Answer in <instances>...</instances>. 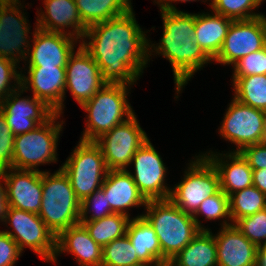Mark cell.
Returning <instances> with one entry per match:
<instances>
[{"label": "cell", "instance_id": "6da1fadb", "mask_svg": "<svg viewBox=\"0 0 266 266\" xmlns=\"http://www.w3.org/2000/svg\"><path fill=\"white\" fill-rule=\"evenodd\" d=\"M145 35L132 8L120 16L87 27L82 42L78 41L99 66L106 84L134 85L150 61L149 40Z\"/></svg>", "mask_w": 266, "mask_h": 266}, {"label": "cell", "instance_id": "7a4b0ae2", "mask_svg": "<svg viewBox=\"0 0 266 266\" xmlns=\"http://www.w3.org/2000/svg\"><path fill=\"white\" fill-rule=\"evenodd\" d=\"M161 13L163 36L156 46L148 43V57L153 55L151 52L155 50V53L161 54L169 60L178 96L194 73L212 59L194 40L195 13L191 14L180 10H162Z\"/></svg>", "mask_w": 266, "mask_h": 266}, {"label": "cell", "instance_id": "3957f363", "mask_svg": "<svg viewBox=\"0 0 266 266\" xmlns=\"http://www.w3.org/2000/svg\"><path fill=\"white\" fill-rule=\"evenodd\" d=\"M142 214L154 228L162 252V264L174 258L201 232L192 215L183 212L170 199L150 200Z\"/></svg>", "mask_w": 266, "mask_h": 266}, {"label": "cell", "instance_id": "277c9868", "mask_svg": "<svg viewBox=\"0 0 266 266\" xmlns=\"http://www.w3.org/2000/svg\"><path fill=\"white\" fill-rule=\"evenodd\" d=\"M50 174L42 171L43 191L38 215L57 237L63 230L80 223L81 201L61 167Z\"/></svg>", "mask_w": 266, "mask_h": 266}, {"label": "cell", "instance_id": "5b68a950", "mask_svg": "<svg viewBox=\"0 0 266 266\" xmlns=\"http://www.w3.org/2000/svg\"><path fill=\"white\" fill-rule=\"evenodd\" d=\"M128 86L130 85L105 84L81 106L88 116L85 132L80 140L95 141L134 114L128 99H126L129 94Z\"/></svg>", "mask_w": 266, "mask_h": 266}, {"label": "cell", "instance_id": "8992f818", "mask_svg": "<svg viewBox=\"0 0 266 266\" xmlns=\"http://www.w3.org/2000/svg\"><path fill=\"white\" fill-rule=\"evenodd\" d=\"M58 117L60 114L54 113L35 129L14 137L12 168L38 170L40 164L57 161V142L64 123H56Z\"/></svg>", "mask_w": 266, "mask_h": 266}, {"label": "cell", "instance_id": "52a82bcc", "mask_svg": "<svg viewBox=\"0 0 266 266\" xmlns=\"http://www.w3.org/2000/svg\"><path fill=\"white\" fill-rule=\"evenodd\" d=\"M61 169L69 177L80 201L101 189L108 172L100 147L94 141L82 140Z\"/></svg>", "mask_w": 266, "mask_h": 266}, {"label": "cell", "instance_id": "ba28073f", "mask_svg": "<svg viewBox=\"0 0 266 266\" xmlns=\"http://www.w3.org/2000/svg\"><path fill=\"white\" fill-rule=\"evenodd\" d=\"M196 157L169 196L176 206L192 216L205 199L221 190L219 175L213 164L204 155Z\"/></svg>", "mask_w": 266, "mask_h": 266}, {"label": "cell", "instance_id": "9c48e42d", "mask_svg": "<svg viewBox=\"0 0 266 266\" xmlns=\"http://www.w3.org/2000/svg\"><path fill=\"white\" fill-rule=\"evenodd\" d=\"M146 141L147 134L134 113L94 142L100 147L108 170H127L132 157Z\"/></svg>", "mask_w": 266, "mask_h": 266}, {"label": "cell", "instance_id": "30bf717a", "mask_svg": "<svg viewBox=\"0 0 266 266\" xmlns=\"http://www.w3.org/2000/svg\"><path fill=\"white\" fill-rule=\"evenodd\" d=\"M5 223L14 230L5 232L18 244L21 252L29 247L44 261L53 262L56 254V236L38 214L8 208Z\"/></svg>", "mask_w": 266, "mask_h": 266}, {"label": "cell", "instance_id": "8fae6325", "mask_svg": "<svg viewBox=\"0 0 266 266\" xmlns=\"http://www.w3.org/2000/svg\"><path fill=\"white\" fill-rule=\"evenodd\" d=\"M266 47L264 15L232 21L218 55L217 63L234 65L240 58Z\"/></svg>", "mask_w": 266, "mask_h": 266}, {"label": "cell", "instance_id": "7c38bea8", "mask_svg": "<svg viewBox=\"0 0 266 266\" xmlns=\"http://www.w3.org/2000/svg\"><path fill=\"white\" fill-rule=\"evenodd\" d=\"M135 175L129 170L139 191L147 201L169 199L171 190L165 185L166 167L150 140L146 141L130 161Z\"/></svg>", "mask_w": 266, "mask_h": 266}, {"label": "cell", "instance_id": "4fadbf2b", "mask_svg": "<svg viewBox=\"0 0 266 266\" xmlns=\"http://www.w3.org/2000/svg\"><path fill=\"white\" fill-rule=\"evenodd\" d=\"M20 5L19 0H0V57L16 64L20 59L27 61L26 54L30 48L27 39L30 28L25 15L19 9L21 7H18Z\"/></svg>", "mask_w": 266, "mask_h": 266}, {"label": "cell", "instance_id": "5bb4252c", "mask_svg": "<svg viewBox=\"0 0 266 266\" xmlns=\"http://www.w3.org/2000/svg\"><path fill=\"white\" fill-rule=\"evenodd\" d=\"M264 111L244 105L233 98L219 129L220 135L234 143L240 152L249 145L258 144L263 133Z\"/></svg>", "mask_w": 266, "mask_h": 266}, {"label": "cell", "instance_id": "9a60e30c", "mask_svg": "<svg viewBox=\"0 0 266 266\" xmlns=\"http://www.w3.org/2000/svg\"><path fill=\"white\" fill-rule=\"evenodd\" d=\"M23 92L24 90L19 87L0 102V110L14 136L30 132L55 113L42 100L34 96L32 99L31 97L20 99Z\"/></svg>", "mask_w": 266, "mask_h": 266}, {"label": "cell", "instance_id": "2e32d148", "mask_svg": "<svg viewBox=\"0 0 266 266\" xmlns=\"http://www.w3.org/2000/svg\"><path fill=\"white\" fill-rule=\"evenodd\" d=\"M65 68V91L69 89L80 106L106 84L101 78L99 66L81 44L77 52L70 55Z\"/></svg>", "mask_w": 266, "mask_h": 266}, {"label": "cell", "instance_id": "e0dca14e", "mask_svg": "<svg viewBox=\"0 0 266 266\" xmlns=\"http://www.w3.org/2000/svg\"><path fill=\"white\" fill-rule=\"evenodd\" d=\"M28 76L21 73L20 87L30 90L55 113L62 114L65 98V67H28ZM28 84V85H27ZM29 88V89H28Z\"/></svg>", "mask_w": 266, "mask_h": 266}, {"label": "cell", "instance_id": "ac0fdd59", "mask_svg": "<svg viewBox=\"0 0 266 266\" xmlns=\"http://www.w3.org/2000/svg\"><path fill=\"white\" fill-rule=\"evenodd\" d=\"M33 36V46L31 44V50L27 54L28 67H66L70 55L74 52L77 38L38 27L35 28Z\"/></svg>", "mask_w": 266, "mask_h": 266}, {"label": "cell", "instance_id": "d6986e66", "mask_svg": "<svg viewBox=\"0 0 266 266\" xmlns=\"http://www.w3.org/2000/svg\"><path fill=\"white\" fill-rule=\"evenodd\" d=\"M9 207L39 214L42 202V171L4 169Z\"/></svg>", "mask_w": 266, "mask_h": 266}, {"label": "cell", "instance_id": "ffe728a7", "mask_svg": "<svg viewBox=\"0 0 266 266\" xmlns=\"http://www.w3.org/2000/svg\"><path fill=\"white\" fill-rule=\"evenodd\" d=\"M214 235L217 266H256L258 247L250 242L232 223L223 221Z\"/></svg>", "mask_w": 266, "mask_h": 266}, {"label": "cell", "instance_id": "44dd1931", "mask_svg": "<svg viewBox=\"0 0 266 266\" xmlns=\"http://www.w3.org/2000/svg\"><path fill=\"white\" fill-rule=\"evenodd\" d=\"M62 252L72 253L79 266H102V247L90 237L81 223L63 230L56 237L54 263H56L57 256Z\"/></svg>", "mask_w": 266, "mask_h": 266}, {"label": "cell", "instance_id": "7402d4cb", "mask_svg": "<svg viewBox=\"0 0 266 266\" xmlns=\"http://www.w3.org/2000/svg\"><path fill=\"white\" fill-rule=\"evenodd\" d=\"M101 189L113 213L130 217L128 208L139 207V205L146 207L148 202L126 170H108Z\"/></svg>", "mask_w": 266, "mask_h": 266}, {"label": "cell", "instance_id": "603a6c76", "mask_svg": "<svg viewBox=\"0 0 266 266\" xmlns=\"http://www.w3.org/2000/svg\"><path fill=\"white\" fill-rule=\"evenodd\" d=\"M44 5L46 12L38 13L35 27L69 34L77 39L83 38L87 27L82 23L75 0H44ZM69 27L73 28V32L65 31V28Z\"/></svg>", "mask_w": 266, "mask_h": 266}, {"label": "cell", "instance_id": "cb8c5ba5", "mask_svg": "<svg viewBox=\"0 0 266 266\" xmlns=\"http://www.w3.org/2000/svg\"><path fill=\"white\" fill-rule=\"evenodd\" d=\"M203 155L217 170L220 179V188L226 195L230 196L236 191L253 185V170L239 152L231 151L224 155L217 154V152L215 154L212 151L210 153L209 151ZM222 156L225 157L223 158Z\"/></svg>", "mask_w": 266, "mask_h": 266}, {"label": "cell", "instance_id": "d4e9b609", "mask_svg": "<svg viewBox=\"0 0 266 266\" xmlns=\"http://www.w3.org/2000/svg\"><path fill=\"white\" fill-rule=\"evenodd\" d=\"M233 20L220 14H195L194 40L213 60L219 53Z\"/></svg>", "mask_w": 266, "mask_h": 266}, {"label": "cell", "instance_id": "484cf974", "mask_svg": "<svg viewBox=\"0 0 266 266\" xmlns=\"http://www.w3.org/2000/svg\"><path fill=\"white\" fill-rule=\"evenodd\" d=\"M126 235L141 262L162 264L158 237L143 215H138L129 221Z\"/></svg>", "mask_w": 266, "mask_h": 266}, {"label": "cell", "instance_id": "4316f807", "mask_svg": "<svg viewBox=\"0 0 266 266\" xmlns=\"http://www.w3.org/2000/svg\"><path fill=\"white\" fill-rule=\"evenodd\" d=\"M173 266H217V247L210 230H201L174 258Z\"/></svg>", "mask_w": 266, "mask_h": 266}, {"label": "cell", "instance_id": "83f0119b", "mask_svg": "<svg viewBox=\"0 0 266 266\" xmlns=\"http://www.w3.org/2000/svg\"><path fill=\"white\" fill-rule=\"evenodd\" d=\"M82 23L89 27L132 9L131 0H75Z\"/></svg>", "mask_w": 266, "mask_h": 266}, {"label": "cell", "instance_id": "f1b7e54d", "mask_svg": "<svg viewBox=\"0 0 266 266\" xmlns=\"http://www.w3.org/2000/svg\"><path fill=\"white\" fill-rule=\"evenodd\" d=\"M130 220L129 216L113 213L99 220L80 223L86 228L90 237L103 247L116 238L126 235Z\"/></svg>", "mask_w": 266, "mask_h": 266}, {"label": "cell", "instance_id": "f546056e", "mask_svg": "<svg viewBox=\"0 0 266 266\" xmlns=\"http://www.w3.org/2000/svg\"><path fill=\"white\" fill-rule=\"evenodd\" d=\"M234 99L255 109L266 110V74L233 77Z\"/></svg>", "mask_w": 266, "mask_h": 266}, {"label": "cell", "instance_id": "4dcf8cb0", "mask_svg": "<svg viewBox=\"0 0 266 266\" xmlns=\"http://www.w3.org/2000/svg\"><path fill=\"white\" fill-rule=\"evenodd\" d=\"M231 223L266 208V195L255 186L246 187L229 196Z\"/></svg>", "mask_w": 266, "mask_h": 266}, {"label": "cell", "instance_id": "1f68e13d", "mask_svg": "<svg viewBox=\"0 0 266 266\" xmlns=\"http://www.w3.org/2000/svg\"><path fill=\"white\" fill-rule=\"evenodd\" d=\"M102 266H131L141 263L127 235L102 247Z\"/></svg>", "mask_w": 266, "mask_h": 266}, {"label": "cell", "instance_id": "d6a6232c", "mask_svg": "<svg viewBox=\"0 0 266 266\" xmlns=\"http://www.w3.org/2000/svg\"><path fill=\"white\" fill-rule=\"evenodd\" d=\"M209 5H211L213 13L220 14L233 21L249 20L263 15L252 12L259 8L258 0H212Z\"/></svg>", "mask_w": 266, "mask_h": 266}, {"label": "cell", "instance_id": "836d02e7", "mask_svg": "<svg viewBox=\"0 0 266 266\" xmlns=\"http://www.w3.org/2000/svg\"><path fill=\"white\" fill-rule=\"evenodd\" d=\"M204 215L207 220L225 219L230 217L229 196L220 190L215 195L205 199L199 206L196 213L193 215L195 222L201 230H210L209 228L202 227L201 222L197 218L198 215Z\"/></svg>", "mask_w": 266, "mask_h": 266}, {"label": "cell", "instance_id": "e575fe53", "mask_svg": "<svg viewBox=\"0 0 266 266\" xmlns=\"http://www.w3.org/2000/svg\"><path fill=\"white\" fill-rule=\"evenodd\" d=\"M242 234L257 247L266 243V208L243 217L234 224Z\"/></svg>", "mask_w": 266, "mask_h": 266}, {"label": "cell", "instance_id": "d590c367", "mask_svg": "<svg viewBox=\"0 0 266 266\" xmlns=\"http://www.w3.org/2000/svg\"><path fill=\"white\" fill-rule=\"evenodd\" d=\"M90 207L92 208V215L88 217L87 214L91 212ZM111 214L113 212L102 189L95 191L92 195H89L81 201L80 222L99 220Z\"/></svg>", "mask_w": 266, "mask_h": 266}, {"label": "cell", "instance_id": "8d00e7d4", "mask_svg": "<svg viewBox=\"0 0 266 266\" xmlns=\"http://www.w3.org/2000/svg\"><path fill=\"white\" fill-rule=\"evenodd\" d=\"M233 68V77L266 74V47L240 58Z\"/></svg>", "mask_w": 266, "mask_h": 266}, {"label": "cell", "instance_id": "74e56055", "mask_svg": "<svg viewBox=\"0 0 266 266\" xmlns=\"http://www.w3.org/2000/svg\"><path fill=\"white\" fill-rule=\"evenodd\" d=\"M16 66L14 61L0 57V102L20 87L21 73L17 71ZM12 80L17 85H11Z\"/></svg>", "mask_w": 266, "mask_h": 266}, {"label": "cell", "instance_id": "f35d334b", "mask_svg": "<svg viewBox=\"0 0 266 266\" xmlns=\"http://www.w3.org/2000/svg\"><path fill=\"white\" fill-rule=\"evenodd\" d=\"M14 137L0 110V170L12 168Z\"/></svg>", "mask_w": 266, "mask_h": 266}, {"label": "cell", "instance_id": "ab89813d", "mask_svg": "<svg viewBox=\"0 0 266 266\" xmlns=\"http://www.w3.org/2000/svg\"><path fill=\"white\" fill-rule=\"evenodd\" d=\"M21 253L18 244L5 231H0V266H14Z\"/></svg>", "mask_w": 266, "mask_h": 266}, {"label": "cell", "instance_id": "60d3db41", "mask_svg": "<svg viewBox=\"0 0 266 266\" xmlns=\"http://www.w3.org/2000/svg\"><path fill=\"white\" fill-rule=\"evenodd\" d=\"M239 153L248 162L252 170L266 169V146L259 144L249 145Z\"/></svg>", "mask_w": 266, "mask_h": 266}, {"label": "cell", "instance_id": "b9f144b4", "mask_svg": "<svg viewBox=\"0 0 266 266\" xmlns=\"http://www.w3.org/2000/svg\"><path fill=\"white\" fill-rule=\"evenodd\" d=\"M5 183L4 170H0V220L5 221V217L9 208V203L6 195V186H3Z\"/></svg>", "mask_w": 266, "mask_h": 266}, {"label": "cell", "instance_id": "7bdbcfd3", "mask_svg": "<svg viewBox=\"0 0 266 266\" xmlns=\"http://www.w3.org/2000/svg\"><path fill=\"white\" fill-rule=\"evenodd\" d=\"M253 186L266 195V169L253 170Z\"/></svg>", "mask_w": 266, "mask_h": 266}, {"label": "cell", "instance_id": "ee69618b", "mask_svg": "<svg viewBox=\"0 0 266 266\" xmlns=\"http://www.w3.org/2000/svg\"><path fill=\"white\" fill-rule=\"evenodd\" d=\"M155 1V0H154ZM173 2L181 1V2H190V1H196V0H157V4L160 6V11L165 10V11H172V10H177L174 5L172 4ZM206 1V0H205ZM171 2V3H170Z\"/></svg>", "mask_w": 266, "mask_h": 266}, {"label": "cell", "instance_id": "f6af8a7d", "mask_svg": "<svg viewBox=\"0 0 266 266\" xmlns=\"http://www.w3.org/2000/svg\"><path fill=\"white\" fill-rule=\"evenodd\" d=\"M256 266H266V247H258Z\"/></svg>", "mask_w": 266, "mask_h": 266}, {"label": "cell", "instance_id": "bcb514c9", "mask_svg": "<svg viewBox=\"0 0 266 266\" xmlns=\"http://www.w3.org/2000/svg\"><path fill=\"white\" fill-rule=\"evenodd\" d=\"M258 144L266 146V110H264L263 116V133L261 134V138Z\"/></svg>", "mask_w": 266, "mask_h": 266}, {"label": "cell", "instance_id": "7dc6e473", "mask_svg": "<svg viewBox=\"0 0 266 266\" xmlns=\"http://www.w3.org/2000/svg\"><path fill=\"white\" fill-rule=\"evenodd\" d=\"M131 266H161L160 263H146V262H141L139 264L131 265Z\"/></svg>", "mask_w": 266, "mask_h": 266}, {"label": "cell", "instance_id": "c3c4849f", "mask_svg": "<svg viewBox=\"0 0 266 266\" xmlns=\"http://www.w3.org/2000/svg\"><path fill=\"white\" fill-rule=\"evenodd\" d=\"M161 266H173L170 262H165L163 264H161Z\"/></svg>", "mask_w": 266, "mask_h": 266}, {"label": "cell", "instance_id": "681fc988", "mask_svg": "<svg viewBox=\"0 0 266 266\" xmlns=\"http://www.w3.org/2000/svg\"><path fill=\"white\" fill-rule=\"evenodd\" d=\"M264 22H265V27H266V17L264 16Z\"/></svg>", "mask_w": 266, "mask_h": 266}]
</instances>
